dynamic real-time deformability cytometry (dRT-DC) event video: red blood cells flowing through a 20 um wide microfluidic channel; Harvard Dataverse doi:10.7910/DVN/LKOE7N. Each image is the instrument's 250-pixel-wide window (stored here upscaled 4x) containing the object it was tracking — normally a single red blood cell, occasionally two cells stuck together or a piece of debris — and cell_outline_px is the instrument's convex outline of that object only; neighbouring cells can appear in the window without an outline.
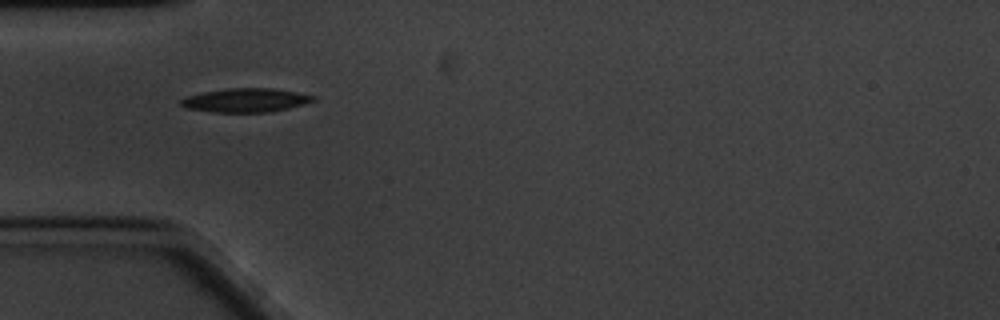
{"species": "common noctule bat (a hibernating species)", "species_latin": "Nyctalus noctula", "temperature_condition": "cold", "stored_images_in_passage": 26, "camera_frame_rate_fps": 3000, "um_per_image_px": 0.085, "animal": {"sex": "male", "body_mass_g": 20.1, "forearm_length_mm": 53.5}, "frame": {"image": 1, "passage_image": 1, "time_ms": 0.0, "image_size_px": [1000, 320], "cell_outline_px": [[316, 100], [304, 104], [288, 108], [268, 112], [212, 112], [188, 108], [180, 104], [180, 100], [188, 96], [200, 92], [228, 88], [272, 88], [296, 92], [316, 96]], "centroid_in_image_um": [20.89, 8.51], "position_along_channel_um": 64.1, "area_um2": 18.32}}
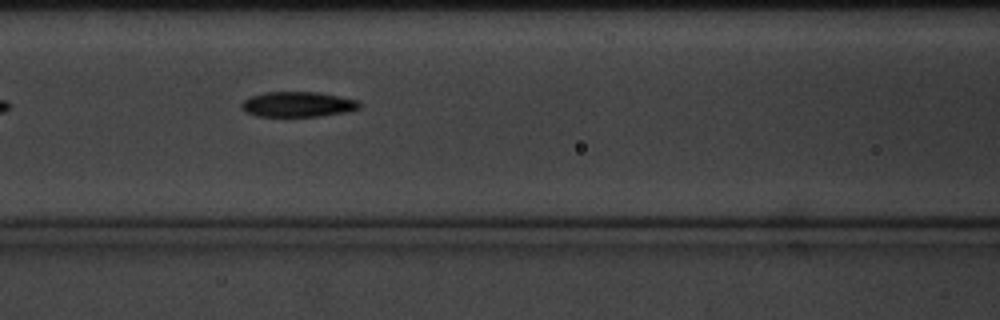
{"frame": {"image": 2, "passage_image": 8, "time_ms": 2.333, "image_size_px": [1000, 320], "cell_outline_px": [[360, 108], [344, 112], [320, 116], [256, 116], [248, 112], [240, 104], [244, 100], [252, 96], [264, 92], [316, 92], [356, 100], [360, 104]], "centroid_in_image_um": [25.3, 8.87], "position_along_channel_um": 141.3, "area_um2": 16.94}}